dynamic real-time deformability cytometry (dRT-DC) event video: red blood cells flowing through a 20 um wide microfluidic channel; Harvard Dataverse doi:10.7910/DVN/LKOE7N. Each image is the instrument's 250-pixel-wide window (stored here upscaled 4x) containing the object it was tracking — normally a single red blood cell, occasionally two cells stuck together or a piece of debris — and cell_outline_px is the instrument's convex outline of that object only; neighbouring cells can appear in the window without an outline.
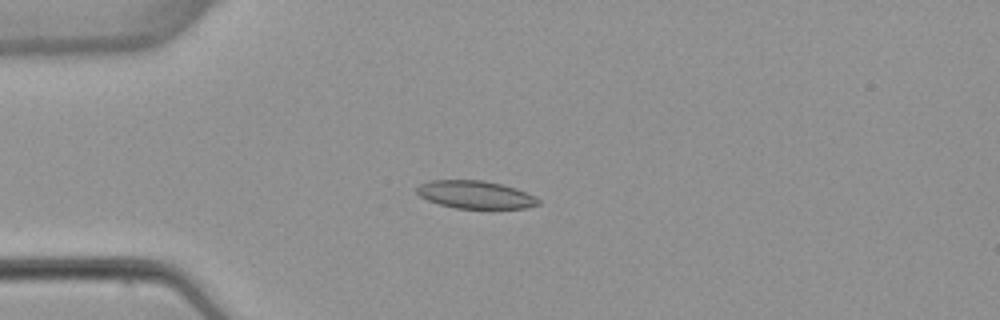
{"species": "common noctule bat (a hibernating species)", "species_latin": "Nyctalus noctula", "temperature_condition": "warm", "stored_images_in_passage": 4, "camera_frame_rate_fps": 3000, "um_per_image_px": 0.085, "animal": {"sex": "female", "body_mass_g": 22.7, "forearm_length_mm": 54.2}, "frame": {"image": 1, "passage_image": 3, "time_ms": 2.333, "image_size_px": [1000, 320], "cell_outline_px": [[540, 204], [524, 208], [456, 208], [440, 204], [428, 200], [420, 196], [416, 192], [416, 188], [420, 184], [432, 180], [480, 180], [504, 184], [516, 188], [536, 196], [540, 200]], "centroid_in_image_um": [40.43, 16.54], "position_along_channel_um": 44.6, "area_um2": 19.65}}
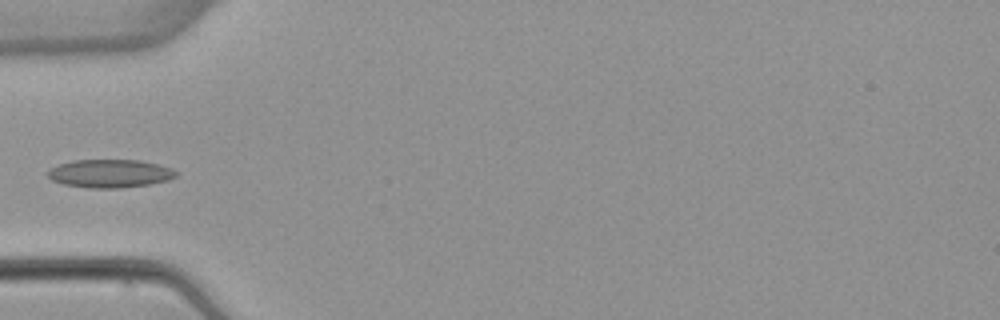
{"frame": {"image": 2, "passage_image": 4, "time_ms": 3.667, "image_size_px": [1000, 320], "cell_outline_px": [[176, 176], [168, 180], [148, 184], [120, 188], [88, 188], [64, 184], [52, 180], [44, 172], [60, 164], [72, 160], [140, 160], [172, 168], [176, 172]], "centroid_in_image_um": [9.31, 14.75], "position_along_channel_um": 75.7, "area_um2": 20.98}}